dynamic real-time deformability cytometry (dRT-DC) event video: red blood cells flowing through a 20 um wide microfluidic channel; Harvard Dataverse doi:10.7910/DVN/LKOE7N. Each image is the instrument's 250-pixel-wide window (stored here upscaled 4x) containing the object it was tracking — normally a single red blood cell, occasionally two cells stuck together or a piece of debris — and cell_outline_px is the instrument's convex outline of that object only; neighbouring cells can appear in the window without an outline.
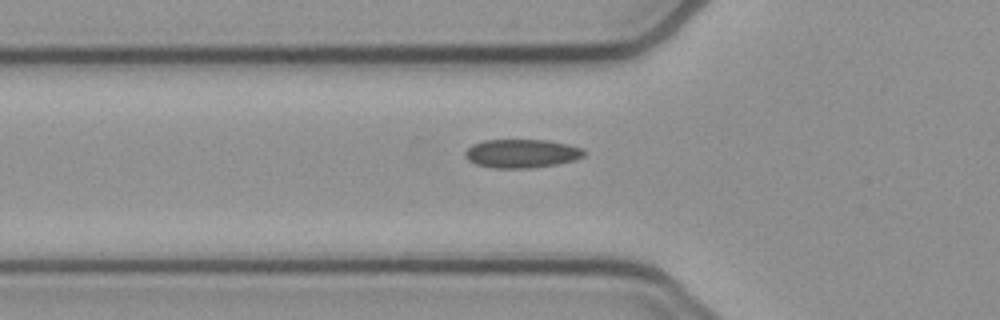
{"species": "common noctule bat (a hibernating species)", "species_latin": "Nyctalus noctula", "temperature_condition": "cold", "stored_images_in_passage": 39, "camera_frame_rate_fps": 3000, "um_per_image_px": 0.085, "animal": {"sex": "female", "body_mass_g": 21.9}, "frame": {"image": 1, "passage_image": 5, "time_ms": 1.333, "image_size_px": [1000, 320], "cell_outline_px": [[584, 156], [572, 160], [556, 164], [532, 168], [492, 168], [476, 164], [468, 160], [464, 156], [464, 152], [472, 144], [484, 140], [548, 140], [568, 144], [584, 148]], "centroid_in_image_um": [44.32, 13.04], "position_along_channel_um": 81.5, "area_um2": 19.88}}
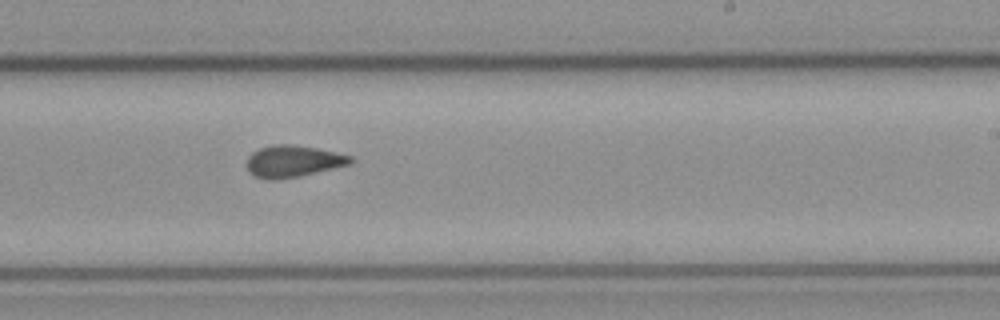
{"frame": {"image": 2, "passage_image": 19, "time_ms": 6.0, "image_size_px": [1000, 320], "cell_outline_px": [[352, 164], [300, 176], [276, 180], [264, 180], [248, 172], [244, 164], [248, 156], [252, 152], [260, 148], [272, 144], [288, 144], [316, 148], [352, 156]], "centroid_in_image_um": [24.85, 13.72], "position_along_channel_um": 264.2, "area_um2": 19.42}}
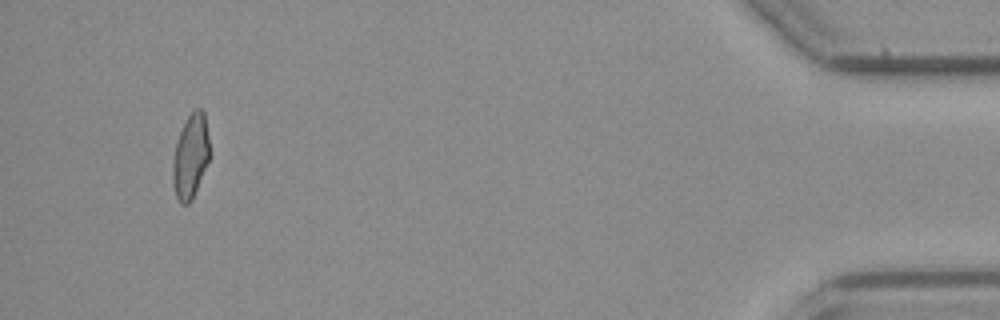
{"frame": {"image": 3, "passage_image": 37, "time_ms": 12.0, "image_size_px": [1000, 320], "cell_outline_px": [[208, 160], [192, 200], [188, 204], [180, 204], [176, 196], [172, 184], [172, 164], [176, 144], [180, 132], [188, 116], [196, 108], [200, 108], [204, 112], [208, 136]], "centroid_in_image_um": [16.17, 13.32], "position_along_channel_um": 419.0, "area_um2": 17.74}, "authors_computed_cell_mechanics": {"area_um2": 18.9584, "velocity_mm_per_s": 3.8873, "shape_relaxation_time_tau1_ms": null, "shape_relaxation_time_tau2_ms": 2.9921, "deformation_change_tau1": null, "deformation_change_tau2": 0.0769}}